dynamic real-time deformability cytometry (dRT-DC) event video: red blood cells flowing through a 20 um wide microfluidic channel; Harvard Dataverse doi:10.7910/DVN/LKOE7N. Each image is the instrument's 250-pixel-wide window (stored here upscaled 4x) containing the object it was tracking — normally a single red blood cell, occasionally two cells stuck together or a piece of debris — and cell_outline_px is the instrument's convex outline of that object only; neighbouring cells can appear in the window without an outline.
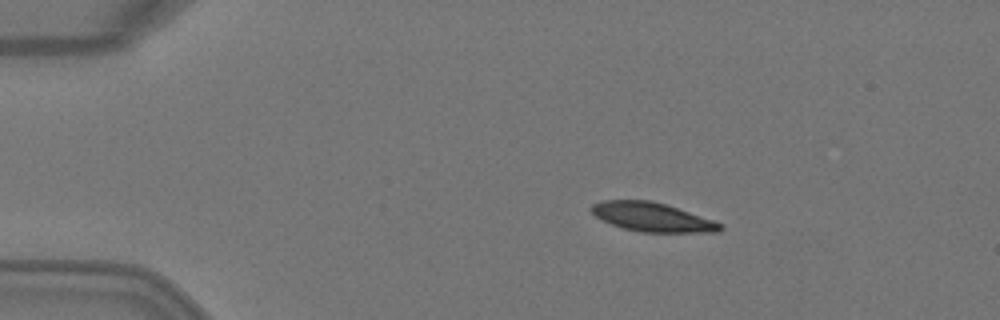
{"species": "Egyptian fruit bat (a non-hibernating species)", "species_latin": "Rousettus aegyptiacus", "temperature_condition": "warm", "stored_images_in_passage": 5, "camera_frame_rate_fps": 3000, "um_per_image_px": 0.085, "animal": {"sex": "female"}, "frame": {"image": 1, "passage_image": 1, "time_ms": 0.0, "image_size_px": [1000, 320], "cell_outline_px": [[724, 228], [720, 232], [640, 232], [624, 228], [612, 224], [596, 216], [588, 208], [592, 204], [604, 200], [652, 200], [724, 224]], "centroid_in_image_um": [55.43, 18.45], "position_along_channel_um": 29.6, "area_um2": 21.5}}
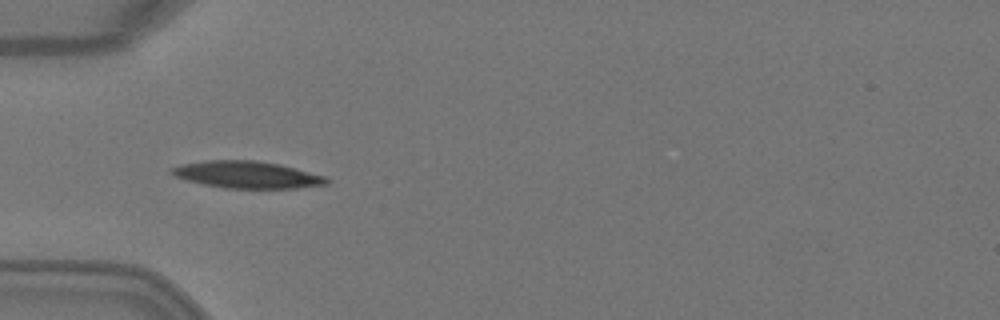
{"frame": {"image": 2, "passage_image": 3, "time_ms": 0.667, "image_size_px": [1000, 320], "cell_outline_px": [[332, 180], [328, 184], [296, 188], [224, 188], [204, 184], [172, 176], [168, 168], [180, 164], [204, 160], [256, 160], [280, 164], [328, 176]], "centroid_in_image_um": [21.01, 14.84], "position_along_channel_um": 64.0, "area_um2": 24.74}}
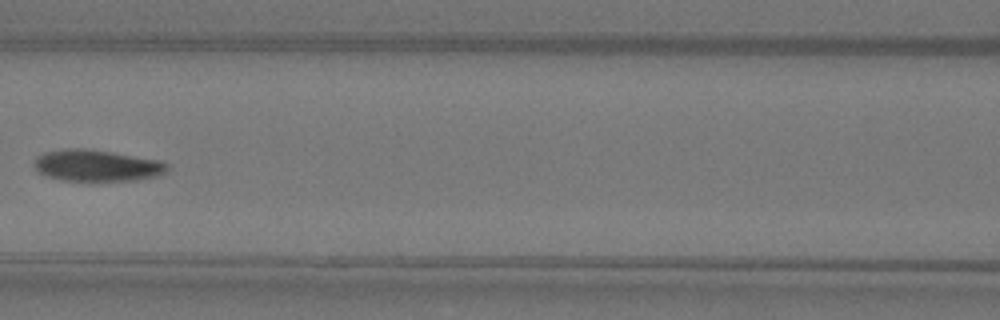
{"frame": {"image": 3, "passage_image": 5, "time_ms": 1.333, "image_size_px": [1000, 320], "cell_outline_px": [[168, 172], [160, 176], [136, 180], [92, 184], [60, 180], [36, 172], [36, 156], [44, 152], [64, 148], [88, 148], [160, 160], [168, 164]], "centroid_in_image_um": [8.25, 14.12], "position_along_channel_um": 158.3, "area_um2": 25.66}}